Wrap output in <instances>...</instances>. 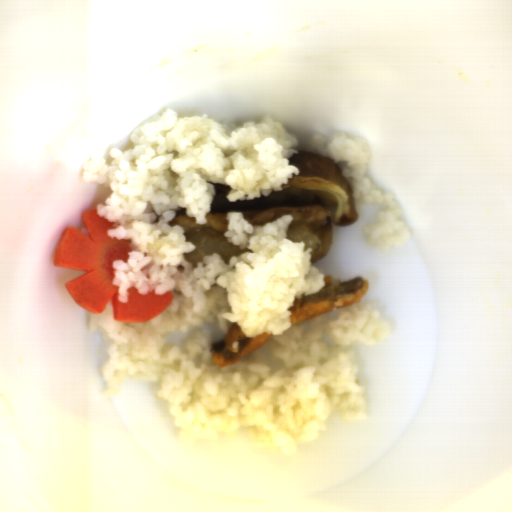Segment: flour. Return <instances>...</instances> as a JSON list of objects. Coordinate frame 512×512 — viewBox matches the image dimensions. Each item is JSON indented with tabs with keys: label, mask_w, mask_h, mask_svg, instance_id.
Masks as SVG:
<instances>
[{
	"label": "flour",
	"mask_w": 512,
	"mask_h": 512,
	"mask_svg": "<svg viewBox=\"0 0 512 512\" xmlns=\"http://www.w3.org/2000/svg\"><path fill=\"white\" fill-rule=\"evenodd\" d=\"M297 152L291 155L289 164L299 169V175L293 173L292 179L280 191L230 202L227 195L232 189L214 183V197L206 223H196L183 207L175 212V217L168 223L171 227L181 226L185 241L195 246L193 251L183 253L193 268L202 263L204 256L214 253L220 254L227 264L230 258L251 252L226 241L228 212H240L252 226H262L284 215H292L287 239L295 243L303 241L304 251L312 249L311 264L328 254L334 226L345 227L357 222L358 210L340 162L322 157L315 151Z\"/></svg>",
	"instance_id": "flour-1"
}]
</instances>
